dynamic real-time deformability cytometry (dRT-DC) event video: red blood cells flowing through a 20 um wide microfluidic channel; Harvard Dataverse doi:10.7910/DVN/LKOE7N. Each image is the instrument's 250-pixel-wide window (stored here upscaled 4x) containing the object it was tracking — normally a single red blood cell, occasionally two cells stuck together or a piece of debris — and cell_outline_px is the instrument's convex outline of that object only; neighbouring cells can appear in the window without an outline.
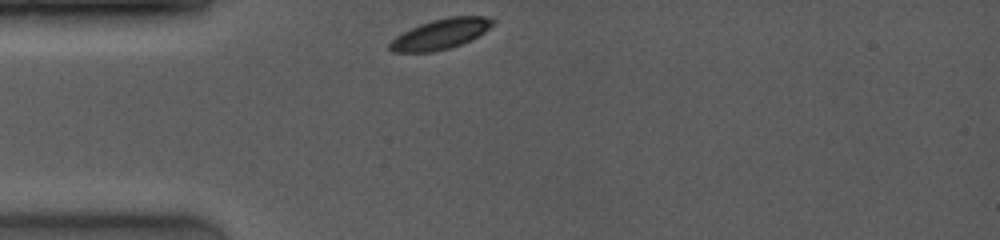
{"species": "common noctule bat (a hibernating species)", "species_latin": "Nyctalus noctula", "temperature_condition": "room temperature", "stored_images_in_passage": 3, "camera_frame_rate_fps": 4000, "um_per_image_px": 0.085, "animal": {"sex": "female", "body_mass_g": 19.0, "forearm_length_mm": 53.3}, "frame": {"image": 1, "passage_image": 1, "time_ms": 0.0, "image_size_px": [1000, 240], "cell_outline_px": [[496, 20], [484, 32], [452, 48], [432, 52], [392, 52], [388, 48], [388, 44], [396, 36], [420, 24], [432, 20], [448, 16], [484, 16]], "centroid_in_image_um": [37.42, 2.89], "position_along_channel_um": 47.6, "area_um2": 17.98}}